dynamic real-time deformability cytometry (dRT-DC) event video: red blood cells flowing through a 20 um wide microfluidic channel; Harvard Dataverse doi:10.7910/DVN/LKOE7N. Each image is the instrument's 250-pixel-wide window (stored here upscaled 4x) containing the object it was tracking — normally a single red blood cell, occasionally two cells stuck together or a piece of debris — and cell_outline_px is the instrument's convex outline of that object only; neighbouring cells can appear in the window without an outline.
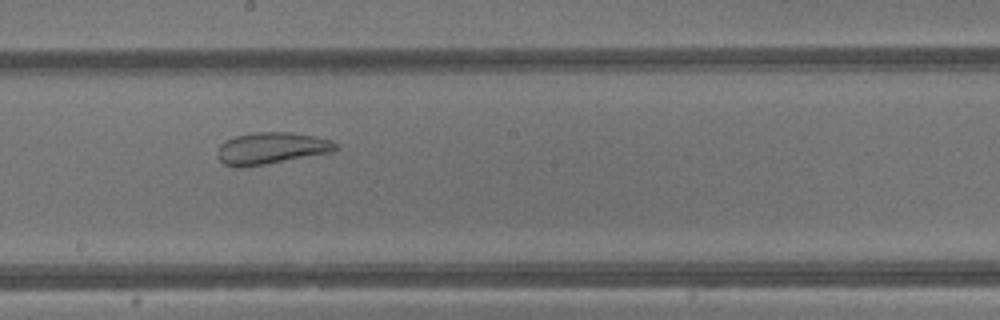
{"species": "common noctule bat (a hibernating species)", "species_latin": "Nyctalus noctula", "temperature_condition": "warm", "stored_images_in_passage": 40, "camera_frame_rate_fps": 3000, "um_per_image_px": 0.085, "animal": {"sex": "male", "body_mass_g": 13.3}, "frame": {"image": 1, "passage_image": 21, "time_ms": 6.667, "image_size_px": [1000, 320], "cell_outline_px": [[340, 148], [332, 152], [264, 164], [236, 168], [224, 164], [216, 156], [216, 152], [220, 144], [224, 140], [236, 136], [256, 132], [288, 132], [312, 136], [332, 140]], "centroid_in_image_um": [23.02, 12.6], "position_along_channel_um": 225.2, "area_um2": 21.79}}
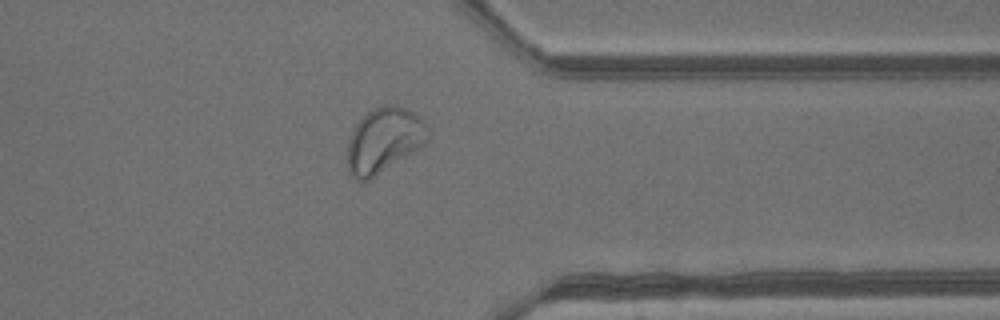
{"frame": {"image": 2, "passage_image": 31, "time_ms": 10.0, "image_size_px": [1000, 320], "cell_outline_px": [[432, 132], [428, 140], [424, 144], [368, 180], [356, 180], [352, 176], [348, 168], [348, 140], [352, 128], [372, 108], [384, 104], [392, 104], [404, 108], [420, 116], [424, 120]], "centroid_in_image_um": [32.65, 11.87], "position_along_channel_um": 378.7, "area_um2": 30.35}}
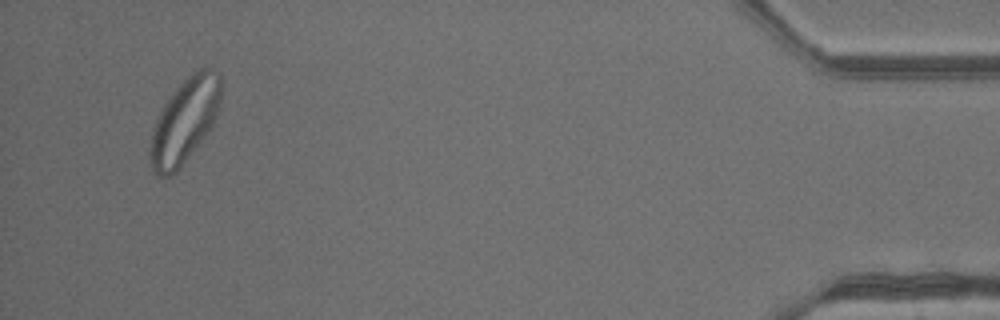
{"frame": {"image": 3, "passage_image": 38, "time_ms": 12.333, "image_size_px": [1000, 320], "cell_outline_px": [[220, 100], [216, 116], [208, 132], [180, 168], [172, 176], [160, 176], [152, 168], [148, 152], [152, 128], [156, 116], [172, 92], [196, 68], [212, 68], [220, 72]], "centroid_in_image_um": [15.67, 10.26], "position_along_channel_um": 419.5, "area_um2": 35.03}}